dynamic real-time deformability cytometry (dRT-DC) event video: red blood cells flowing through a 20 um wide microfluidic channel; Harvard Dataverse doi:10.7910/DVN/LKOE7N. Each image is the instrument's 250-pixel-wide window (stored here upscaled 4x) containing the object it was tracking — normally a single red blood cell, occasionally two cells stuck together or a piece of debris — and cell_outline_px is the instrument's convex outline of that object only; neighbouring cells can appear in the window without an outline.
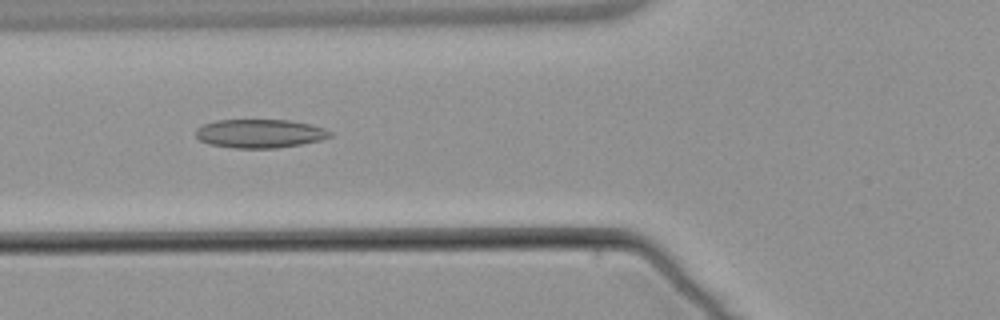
{"species": "common noctule bat (a hibernating species)", "species_latin": "Nyctalus noctula", "temperature_condition": "warm", "stored_images_in_passage": 6, "camera_frame_rate_fps": 3000, "um_per_image_px": 0.085, "animal": {"sex": "male", "body_mass_g": 21.5, "forearm_length_mm": 52.0}, "frame": {"image": 1, "passage_image": 6, "time_ms": 6.0, "image_size_px": [1000, 320], "cell_outline_px": [[332, 136], [320, 140], [300, 144], [276, 148], [232, 148], [208, 144], [200, 140], [196, 136], [196, 128], [204, 124], [216, 120], [292, 120], [312, 124], [324, 128], [332, 132]], "centroid_in_image_um": [22.09, 11.35], "position_along_channel_um": 103.7, "area_um2": 22.54}}